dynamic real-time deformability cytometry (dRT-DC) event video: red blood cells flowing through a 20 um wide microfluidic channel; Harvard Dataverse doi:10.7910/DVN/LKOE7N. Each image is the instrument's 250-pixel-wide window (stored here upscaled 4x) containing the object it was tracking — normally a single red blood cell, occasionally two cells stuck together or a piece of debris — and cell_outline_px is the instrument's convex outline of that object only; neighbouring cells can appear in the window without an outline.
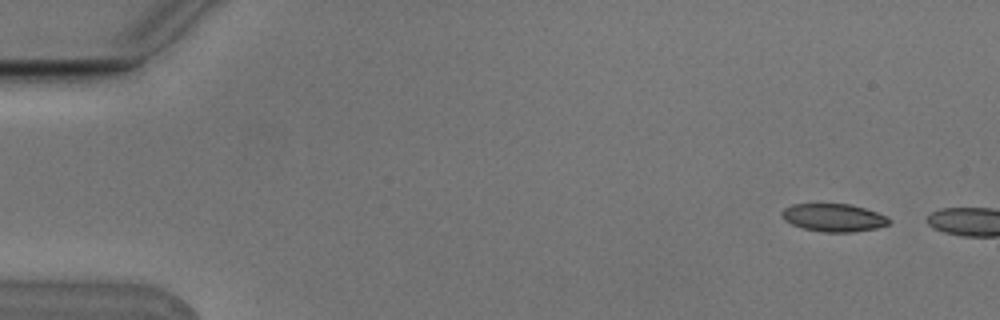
{"species": "Egyptian fruit bat (a non-hibernating species)", "species_latin": "Rousettus aegyptiacus", "temperature_condition": "cold", "stored_images_in_passage": 3, "camera_frame_rate_fps": 3000, "um_per_image_px": 0.085, "animal": {"sex": "male"}, "frame": {"image": 1, "passage_image": 1, "time_ms": 0.0, "image_size_px": [1000, 320], "cell_outline_px": [[892, 220], [888, 224], [876, 228], [852, 232], [824, 232], [804, 228], [792, 224], [784, 220], [780, 216], [780, 212], [784, 208], [792, 204], [852, 204], [888, 216]], "centroid_in_image_um": [70.85, 18.49], "position_along_channel_um": 14.1, "area_um2": 17.46}}